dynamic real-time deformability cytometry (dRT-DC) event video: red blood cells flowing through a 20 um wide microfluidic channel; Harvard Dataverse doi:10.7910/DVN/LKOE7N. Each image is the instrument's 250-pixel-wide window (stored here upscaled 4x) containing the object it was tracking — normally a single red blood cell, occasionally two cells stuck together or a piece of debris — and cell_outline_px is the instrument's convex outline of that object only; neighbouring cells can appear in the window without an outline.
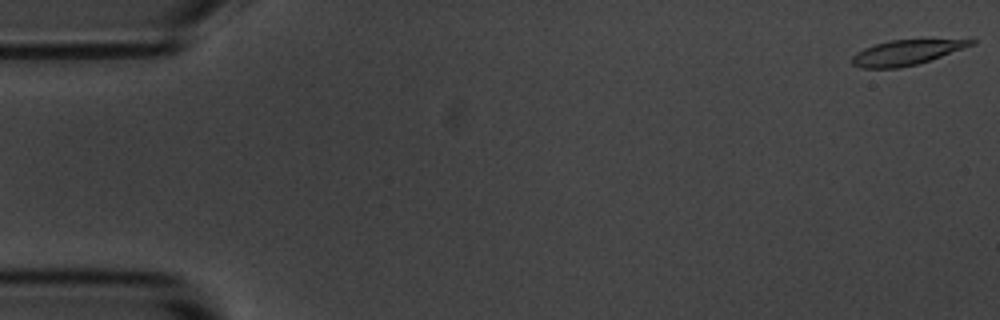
{"species": "common noctule bat (a hibernating species)", "species_latin": "Nyctalus noctula", "temperature_condition": "room temperature", "stored_images_in_passage": 5, "camera_frame_rate_fps": 3000, "um_per_image_px": 0.085, "animal": {"sex": "male", "body_mass_g": 20.1, "forearm_length_mm": 53.5}, "frame": {"image": 1, "passage_image": 1, "time_ms": 0.0, "image_size_px": [1000, 320], "cell_outline_px": [[976, 44], [916, 64], [900, 68], [860, 68], [852, 64], [852, 56], [856, 52], [864, 48], [876, 44], [892, 40], [976, 40]], "centroid_in_image_um": [76.97, 4.47], "position_along_channel_um": 8.0, "area_um2": 16.94}}